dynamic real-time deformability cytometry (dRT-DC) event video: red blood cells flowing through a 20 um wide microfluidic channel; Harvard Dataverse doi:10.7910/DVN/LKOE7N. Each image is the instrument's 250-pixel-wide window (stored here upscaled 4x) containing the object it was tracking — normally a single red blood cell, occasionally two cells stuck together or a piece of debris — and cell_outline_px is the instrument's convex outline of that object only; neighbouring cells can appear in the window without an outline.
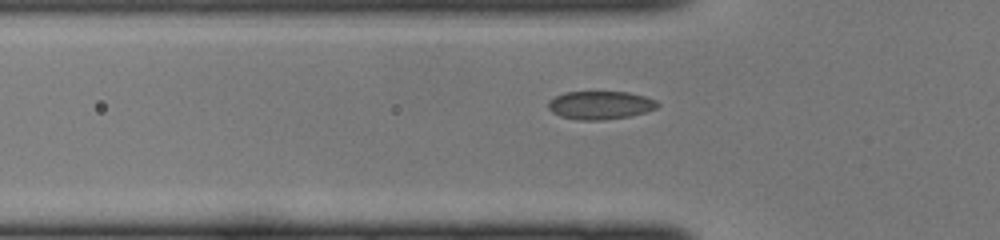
{"species": "common noctule bat (a hibernating species)", "species_latin": "Nyctalus noctula", "temperature_condition": "cold", "stored_images_in_passage": 39, "camera_frame_rate_fps": 3000, "um_per_image_px": 0.085, "animal": {"sex": "female", "body_mass_g": 22.0, "forearm_length_mm": 56.7}, "frame": {"image": 1, "passage_image": 14, "time_ms": 4.333, "image_size_px": [1000, 240], "cell_outline_px": [[660, 104], [656, 108], [644, 112], [628, 116], [604, 120], [580, 120], [560, 116], [552, 112], [548, 108], [548, 100], [564, 92], [628, 92], [644, 96], [656, 100]], "centroid_in_image_um": [51.0, 8.93], "position_along_channel_um": 74.8, "area_um2": 17.92}}
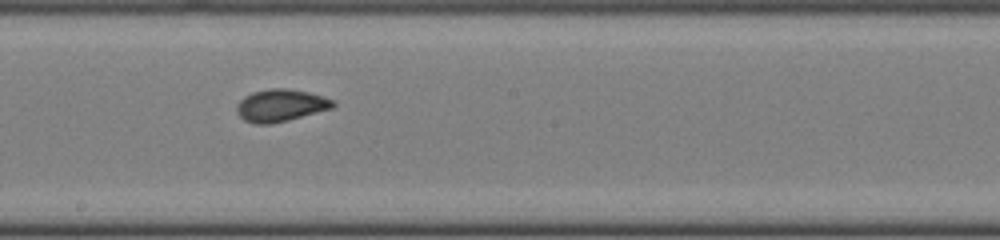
{"frame": {"image": 2, "passage_image": 24, "time_ms": 7.667, "image_size_px": [1000, 240], "cell_outline_px": [[336, 104], [332, 108], [288, 120], [272, 124], [252, 124], [244, 120], [236, 112], [236, 104], [244, 96], [252, 92], [268, 88], [288, 88], [308, 92], [332, 100]], "centroid_in_image_um": [23.79, 8.96], "position_along_channel_um": 224.4, "area_um2": 18.15}}
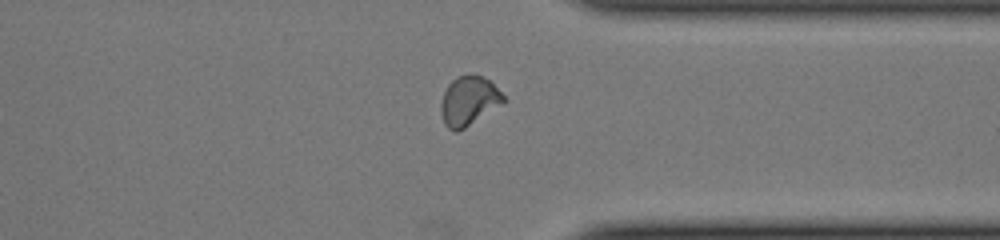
{"frame": {"image": 3, "passage_image": 34, "time_ms": 11.0, "image_size_px": [1000, 240], "cell_outline_px": [[504, 104], [464, 128], [456, 132], [448, 128], [444, 124], [440, 108], [440, 104], [444, 92], [448, 84], [456, 76], [480, 76], [488, 80], [504, 96]], "centroid_in_image_um": [39.83, 8.61], "position_along_channel_um": 371.6, "area_um2": 17.69}}